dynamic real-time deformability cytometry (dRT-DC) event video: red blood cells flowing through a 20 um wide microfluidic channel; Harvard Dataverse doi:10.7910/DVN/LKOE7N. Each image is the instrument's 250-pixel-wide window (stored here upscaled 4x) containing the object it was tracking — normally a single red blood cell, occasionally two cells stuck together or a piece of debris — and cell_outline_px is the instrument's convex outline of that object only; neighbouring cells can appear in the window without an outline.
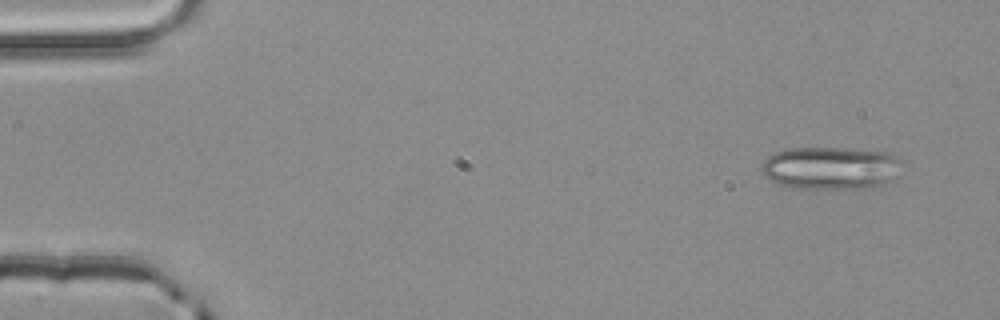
{"species": "common noctule bat (a hibernating species)", "species_latin": "Nyctalus noctula", "temperature_condition": "room temperature", "stored_images_in_passage": 4, "camera_frame_rate_fps": 3000, "um_per_image_px": 0.085, "animal": {"sex": "male", "body_mass_g": 20.4}, "frame": {"image": 1, "passage_image": 1, "time_ms": 0.0, "image_size_px": [1000, 320], "cell_outline_px": [[900, 160], [896, 176], [892, 180], [884, 184], [872, 188], [800, 188], [780, 184], [772, 180], [760, 172], [760, 168], [764, 160], [772, 152], [788, 148], [844, 148], [888, 152], [896, 156]], "centroid_in_image_um": [70.59, 14.27], "position_along_channel_um": 14.4, "area_um2": 34.97}}